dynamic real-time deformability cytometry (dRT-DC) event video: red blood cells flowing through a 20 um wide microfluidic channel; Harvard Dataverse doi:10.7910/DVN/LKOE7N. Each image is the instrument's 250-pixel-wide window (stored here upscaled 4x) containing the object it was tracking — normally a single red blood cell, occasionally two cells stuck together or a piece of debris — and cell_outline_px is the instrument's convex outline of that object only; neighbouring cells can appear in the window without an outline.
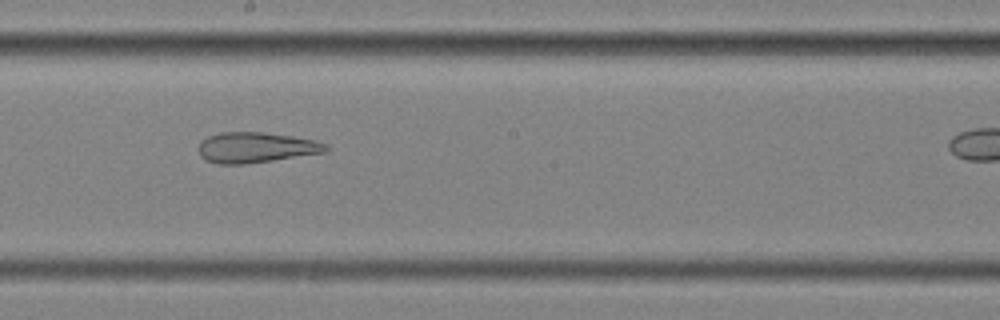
{"species": "common noctule bat (a hibernating species)", "species_latin": "Nyctalus noctula", "temperature_condition": "cold", "stored_images_in_passage": 38, "camera_frame_rate_fps": 3000, "um_per_image_px": 0.085, "animal": {"sex": "female", "body_mass_g": 25.1}, "frame": {"image": 1, "passage_image": 27, "time_ms": 8.667, "image_size_px": [1000, 320], "cell_outline_px": [[328, 148], [324, 152], [272, 160], [244, 164], [216, 164], [204, 160], [200, 156], [200, 140], [208, 136], [220, 132], [260, 132], [292, 136], [316, 140], [328, 144]], "centroid_in_image_um": [21.72, 12.53], "position_along_channel_um": 226.5, "area_um2": 22.54}}